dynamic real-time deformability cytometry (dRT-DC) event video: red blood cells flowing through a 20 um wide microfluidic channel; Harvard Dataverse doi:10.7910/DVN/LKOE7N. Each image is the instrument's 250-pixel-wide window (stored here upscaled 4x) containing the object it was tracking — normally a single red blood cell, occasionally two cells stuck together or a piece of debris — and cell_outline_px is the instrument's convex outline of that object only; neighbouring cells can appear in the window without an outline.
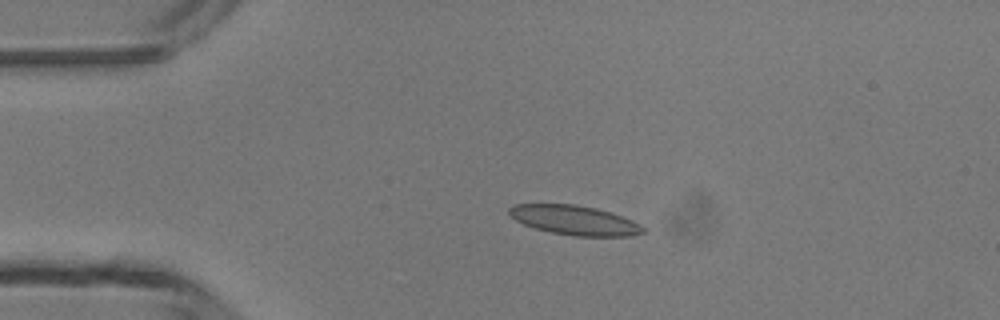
{"species": "common noctule bat (a hibernating species)", "species_latin": "Nyctalus noctula", "temperature_condition": "room temperature", "stored_images_in_passage": 6, "camera_frame_rate_fps": 3000, "um_per_image_px": 0.085, "animal": {"sex": "male", "body_mass_g": 13.3}, "frame": {"image": 1, "passage_image": 4, "time_ms": 3.333, "image_size_px": [1000, 320], "cell_outline_px": [[648, 228], [644, 232], [632, 236], [576, 236], [552, 232], [536, 228], [524, 224], [516, 220], [508, 212], [508, 208], [516, 204], [576, 204], [596, 208], [612, 212], [632, 220]], "centroid_in_image_um": [48.9, 18.71], "position_along_channel_um": 36.1, "area_um2": 23.0}}